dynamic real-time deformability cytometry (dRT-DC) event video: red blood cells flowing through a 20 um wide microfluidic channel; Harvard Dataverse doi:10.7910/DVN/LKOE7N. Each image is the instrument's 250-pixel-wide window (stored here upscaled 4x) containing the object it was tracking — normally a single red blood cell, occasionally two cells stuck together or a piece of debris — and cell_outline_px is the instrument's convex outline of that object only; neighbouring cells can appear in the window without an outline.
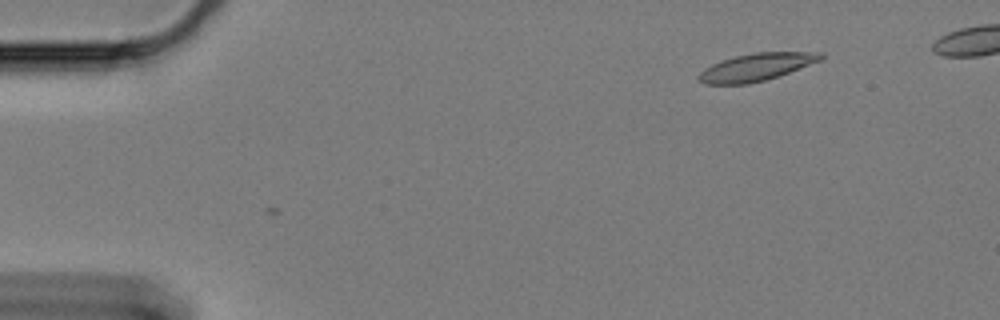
{"species": "Egyptian fruit bat (a non-hibernating species)", "species_latin": "Rousettus aegyptiacus", "temperature_condition": "cold", "stored_images_in_passage": 2, "camera_frame_rate_fps": 3000, "um_per_image_px": 0.085, "animal": {"sex": "female"}, "frame": {"image": 1, "passage_image": 1, "time_ms": 0.0, "image_size_px": [1000, 320], "cell_outline_px": [[824, 56], [820, 60], [780, 76], [748, 84], [704, 84], [696, 80], [696, 76], [704, 68], [712, 64], [736, 56], [752, 52], [824, 52]], "centroid_in_image_um": [64.25, 5.71], "position_along_channel_um": 20.7, "area_um2": 19.59}}